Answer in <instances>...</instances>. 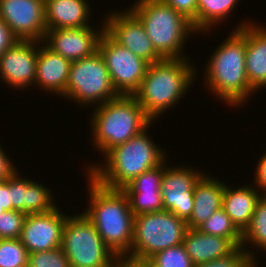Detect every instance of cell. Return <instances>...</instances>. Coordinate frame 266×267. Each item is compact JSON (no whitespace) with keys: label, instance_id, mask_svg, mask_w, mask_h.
Listing matches in <instances>:
<instances>
[{"label":"cell","instance_id":"29","mask_svg":"<svg viewBox=\"0 0 266 267\" xmlns=\"http://www.w3.org/2000/svg\"><path fill=\"white\" fill-rule=\"evenodd\" d=\"M28 251L19 238L0 239V267H27Z\"/></svg>","mask_w":266,"mask_h":267},{"label":"cell","instance_id":"30","mask_svg":"<svg viewBox=\"0 0 266 267\" xmlns=\"http://www.w3.org/2000/svg\"><path fill=\"white\" fill-rule=\"evenodd\" d=\"M27 267H70L62 247L49 251L28 253Z\"/></svg>","mask_w":266,"mask_h":267},{"label":"cell","instance_id":"23","mask_svg":"<svg viewBox=\"0 0 266 267\" xmlns=\"http://www.w3.org/2000/svg\"><path fill=\"white\" fill-rule=\"evenodd\" d=\"M228 186L225 184L222 208L243 233L250 224L256 204L263 193L255 185L245 184L237 189Z\"/></svg>","mask_w":266,"mask_h":267},{"label":"cell","instance_id":"6","mask_svg":"<svg viewBox=\"0 0 266 267\" xmlns=\"http://www.w3.org/2000/svg\"><path fill=\"white\" fill-rule=\"evenodd\" d=\"M129 10L143 24L155 51L163 59L187 58L182 52L185 39L198 32L183 14L161 0H138Z\"/></svg>","mask_w":266,"mask_h":267},{"label":"cell","instance_id":"8","mask_svg":"<svg viewBox=\"0 0 266 267\" xmlns=\"http://www.w3.org/2000/svg\"><path fill=\"white\" fill-rule=\"evenodd\" d=\"M61 247L70 267H113L118 259L84 212L68 215L63 227Z\"/></svg>","mask_w":266,"mask_h":267},{"label":"cell","instance_id":"40","mask_svg":"<svg viewBox=\"0 0 266 267\" xmlns=\"http://www.w3.org/2000/svg\"><path fill=\"white\" fill-rule=\"evenodd\" d=\"M257 260L253 261L248 267H257Z\"/></svg>","mask_w":266,"mask_h":267},{"label":"cell","instance_id":"28","mask_svg":"<svg viewBox=\"0 0 266 267\" xmlns=\"http://www.w3.org/2000/svg\"><path fill=\"white\" fill-rule=\"evenodd\" d=\"M145 263L148 267H194L183 243L154 254Z\"/></svg>","mask_w":266,"mask_h":267},{"label":"cell","instance_id":"41","mask_svg":"<svg viewBox=\"0 0 266 267\" xmlns=\"http://www.w3.org/2000/svg\"><path fill=\"white\" fill-rule=\"evenodd\" d=\"M3 212H5V210L0 206V214H2Z\"/></svg>","mask_w":266,"mask_h":267},{"label":"cell","instance_id":"25","mask_svg":"<svg viewBox=\"0 0 266 267\" xmlns=\"http://www.w3.org/2000/svg\"><path fill=\"white\" fill-rule=\"evenodd\" d=\"M249 244L266 252V197L263 195L256 204L250 224L242 233L241 246L247 255L256 261L253 250H248Z\"/></svg>","mask_w":266,"mask_h":267},{"label":"cell","instance_id":"1","mask_svg":"<svg viewBox=\"0 0 266 267\" xmlns=\"http://www.w3.org/2000/svg\"><path fill=\"white\" fill-rule=\"evenodd\" d=\"M86 174L90 201L83 212L111 251L124 258L131 251L135 218L127 196L122 189L104 187Z\"/></svg>","mask_w":266,"mask_h":267},{"label":"cell","instance_id":"14","mask_svg":"<svg viewBox=\"0 0 266 267\" xmlns=\"http://www.w3.org/2000/svg\"><path fill=\"white\" fill-rule=\"evenodd\" d=\"M67 217L59 207L46 213L27 214L19 239L28 253L60 247Z\"/></svg>","mask_w":266,"mask_h":267},{"label":"cell","instance_id":"26","mask_svg":"<svg viewBox=\"0 0 266 267\" xmlns=\"http://www.w3.org/2000/svg\"><path fill=\"white\" fill-rule=\"evenodd\" d=\"M197 229L205 234L229 238L236 246L242 244V233L236 228L223 208L215 211Z\"/></svg>","mask_w":266,"mask_h":267},{"label":"cell","instance_id":"36","mask_svg":"<svg viewBox=\"0 0 266 267\" xmlns=\"http://www.w3.org/2000/svg\"><path fill=\"white\" fill-rule=\"evenodd\" d=\"M256 165L255 183L253 184H256L255 186L261 190V193H264L266 191V153L260 157Z\"/></svg>","mask_w":266,"mask_h":267},{"label":"cell","instance_id":"10","mask_svg":"<svg viewBox=\"0 0 266 267\" xmlns=\"http://www.w3.org/2000/svg\"><path fill=\"white\" fill-rule=\"evenodd\" d=\"M98 51L103 56L112 85L119 95H133L145 77L149 63L114 41L101 35Z\"/></svg>","mask_w":266,"mask_h":267},{"label":"cell","instance_id":"11","mask_svg":"<svg viewBox=\"0 0 266 267\" xmlns=\"http://www.w3.org/2000/svg\"><path fill=\"white\" fill-rule=\"evenodd\" d=\"M165 162L160 190L163 210L187 222L194 208V186L204 173L193 167H180V164L168 167Z\"/></svg>","mask_w":266,"mask_h":267},{"label":"cell","instance_id":"7","mask_svg":"<svg viewBox=\"0 0 266 267\" xmlns=\"http://www.w3.org/2000/svg\"><path fill=\"white\" fill-rule=\"evenodd\" d=\"M187 222L170 211L135 216L131 251L124 257L146 262L154 254L183 243Z\"/></svg>","mask_w":266,"mask_h":267},{"label":"cell","instance_id":"19","mask_svg":"<svg viewBox=\"0 0 266 267\" xmlns=\"http://www.w3.org/2000/svg\"><path fill=\"white\" fill-rule=\"evenodd\" d=\"M71 64L70 60L55 53L43 42H40L35 85H39L38 88L45 89L52 95L63 96L69 79Z\"/></svg>","mask_w":266,"mask_h":267},{"label":"cell","instance_id":"17","mask_svg":"<svg viewBox=\"0 0 266 267\" xmlns=\"http://www.w3.org/2000/svg\"><path fill=\"white\" fill-rule=\"evenodd\" d=\"M16 170L9 177V192L12 210H19L25 214L46 213L57 207L53 202L51 190L43 184L21 177Z\"/></svg>","mask_w":266,"mask_h":267},{"label":"cell","instance_id":"4","mask_svg":"<svg viewBox=\"0 0 266 267\" xmlns=\"http://www.w3.org/2000/svg\"><path fill=\"white\" fill-rule=\"evenodd\" d=\"M187 59L165 58L148 65L145 77L133 96L152 121L179 103L197 78L193 63Z\"/></svg>","mask_w":266,"mask_h":267},{"label":"cell","instance_id":"39","mask_svg":"<svg viewBox=\"0 0 266 267\" xmlns=\"http://www.w3.org/2000/svg\"><path fill=\"white\" fill-rule=\"evenodd\" d=\"M113 267H148L145 262H137L127 258H118Z\"/></svg>","mask_w":266,"mask_h":267},{"label":"cell","instance_id":"18","mask_svg":"<svg viewBox=\"0 0 266 267\" xmlns=\"http://www.w3.org/2000/svg\"><path fill=\"white\" fill-rule=\"evenodd\" d=\"M238 25L235 30L239 29L246 36L247 79L250 86L259 91L266 88V26L249 20Z\"/></svg>","mask_w":266,"mask_h":267},{"label":"cell","instance_id":"12","mask_svg":"<svg viewBox=\"0 0 266 267\" xmlns=\"http://www.w3.org/2000/svg\"><path fill=\"white\" fill-rule=\"evenodd\" d=\"M0 18L19 40L43 42L45 0H0Z\"/></svg>","mask_w":266,"mask_h":267},{"label":"cell","instance_id":"13","mask_svg":"<svg viewBox=\"0 0 266 267\" xmlns=\"http://www.w3.org/2000/svg\"><path fill=\"white\" fill-rule=\"evenodd\" d=\"M112 12L104 18L105 32L122 47L149 64L163 58L155 51L140 20L129 10Z\"/></svg>","mask_w":266,"mask_h":267},{"label":"cell","instance_id":"27","mask_svg":"<svg viewBox=\"0 0 266 267\" xmlns=\"http://www.w3.org/2000/svg\"><path fill=\"white\" fill-rule=\"evenodd\" d=\"M134 216L163 211L160 190H122Z\"/></svg>","mask_w":266,"mask_h":267},{"label":"cell","instance_id":"38","mask_svg":"<svg viewBox=\"0 0 266 267\" xmlns=\"http://www.w3.org/2000/svg\"><path fill=\"white\" fill-rule=\"evenodd\" d=\"M0 206L5 211L12 210L11 197L9 192V178L0 182Z\"/></svg>","mask_w":266,"mask_h":267},{"label":"cell","instance_id":"31","mask_svg":"<svg viewBox=\"0 0 266 267\" xmlns=\"http://www.w3.org/2000/svg\"><path fill=\"white\" fill-rule=\"evenodd\" d=\"M27 214L19 210L0 214V239L20 238Z\"/></svg>","mask_w":266,"mask_h":267},{"label":"cell","instance_id":"22","mask_svg":"<svg viewBox=\"0 0 266 267\" xmlns=\"http://www.w3.org/2000/svg\"><path fill=\"white\" fill-rule=\"evenodd\" d=\"M183 245L194 265L226 256L237 247L229 238L190 228L185 233Z\"/></svg>","mask_w":266,"mask_h":267},{"label":"cell","instance_id":"3","mask_svg":"<svg viewBox=\"0 0 266 267\" xmlns=\"http://www.w3.org/2000/svg\"><path fill=\"white\" fill-rule=\"evenodd\" d=\"M225 39L212 50L214 53L206 64L204 84L218 100L235 108L246 103L256 91L250 86L246 74V36L234 29Z\"/></svg>","mask_w":266,"mask_h":267},{"label":"cell","instance_id":"5","mask_svg":"<svg viewBox=\"0 0 266 267\" xmlns=\"http://www.w3.org/2000/svg\"><path fill=\"white\" fill-rule=\"evenodd\" d=\"M95 108L90 120L92 142L101 155L127 142L152 122L133 95H119Z\"/></svg>","mask_w":266,"mask_h":267},{"label":"cell","instance_id":"21","mask_svg":"<svg viewBox=\"0 0 266 267\" xmlns=\"http://www.w3.org/2000/svg\"><path fill=\"white\" fill-rule=\"evenodd\" d=\"M90 4L86 0H45L47 29L91 26Z\"/></svg>","mask_w":266,"mask_h":267},{"label":"cell","instance_id":"16","mask_svg":"<svg viewBox=\"0 0 266 267\" xmlns=\"http://www.w3.org/2000/svg\"><path fill=\"white\" fill-rule=\"evenodd\" d=\"M96 30L93 26L80 28L47 29L43 43L71 62L93 55L98 51L105 25Z\"/></svg>","mask_w":266,"mask_h":267},{"label":"cell","instance_id":"2","mask_svg":"<svg viewBox=\"0 0 266 267\" xmlns=\"http://www.w3.org/2000/svg\"><path fill=\"white\" fill-rule=\"evenodd\" d=\"M153 122L127 142L111 148L103 156L105 164L93 163L86 172L104 187L122 189L135 177L161 165L167 154L147 134Z\"/></svg>","mask_w":266,"mask_h":267},{"label":"cell","instance_id":"15","mask_svg":"<svg viewBox=\"0 0 266 267\" xmlns=\"http://www.w3.org/2000/svg\"><path fill=\"white\" fill-rule=\"evenodd\" d=\"M39 46V41L19 40L4 51L0 55V79L18 90L34 86Z\"/></svg>","mask_w":266,"mask_h":267},{"label":"cell","instance_id":"20","mask_svg":"<svg viewBox=\"0 0 266 267\" xmlns=\"http://www.w3.org/2000/svg\"><path fill=\"white\" fill-rule=\"evenodd\" d=\"M225 184L203 174L194 186V208L187 227L197 229L215 211L222 208Z\"/></svg>","mask_w":266,"mask_h":267},{"label":"cell","instance_id":"35","mask_svg":"<svg viewBox=\"0 0 266 267\" xmlns=\"http://www.w3.org/2000/svg\"><path fill=\"white\" fill-rule=\"evenodd\" d=\"M18 41L19 39L14 35L9 26L0 18V55Z\"/></svg>","mask_w":266,"mask_h":267},{"label":"cell","instance_id":"24","mask_svg":"<svg viewBox=\"0 0 266 267\" xmlns=\"http://www.w3.org/2000/svg\"><path fill=\"white\" fill-rule=\"evenodd\" d=\"M238 0H198L197 32L204 34L216 27L236 8ZM215 26V27H214ZM206 31V32H205Z\"/></svg>","mask_w":266,"mask_h":267},{"label":"cell","instance_id":"37","mask_svg":"<svg viewBox=\"0 0 266 267\" xmlns=\"http://www.w3.org/2000/svg\"><path fill=\"white\" fill-rule=\"evenodd\" d=\"M3 147L0 145V180L5 181L9 178L16 170V166L11 163V160L6 155Z\"/></svg>","mask_w":266,"mask_h":267},{"label":"cell","instance_id":"32","mask_svg":"<svg viewBox=\"0 0 266 267\" xmlns=\"http://www.w3.org/2000/svg\"><path fill=\"white\" fill-rule=\"evenodd\" d=\"M164 173V162L156 168L148 170L135 177L122 190H161V180Z\"/></svg>","mask_w":266,"mask_h":267},{"label":"cell","instance_id":"9","mask_svg":"<svg viewBox=\"0 0 266 267\" xmlns=\"http://www.w3.org/2000/svg\"><path fill=\"white\" fill-rule=\"evenodd\" d=\"M118 96L99 51L72 62L63 97L75 101L80 106H99Z\"/></svg>","mask_w":266,"mask_h":267},{"label":"cell","instance_id":"34","mask_svg":"<svg viewBox=\"0 0 266 267\" xmlns=\"http://www.w3.org/2000/svg\"><path fill=\"white\" fill-rule=\"evenodd\" d=\"M163 3L171 6L175 11L183 14L192 22L197 31V3L198 0H161Z\"/></svg>","mask_w":266,"mask_h":267},{"label":"cell","instance_id":"33","mask_svg":"<svg viewBox=\"0 0 266 267\" xmlns=\"http://www.w3.org/2000/svg\"><path fill=\"white\" fill-rule=\"evenodd\" d=\"M253 260L242 246H237L230 254L210 262L196 264L194 267H248Z\"/></svg>","mask_w":266,"mask_h":267}]
</instances>
